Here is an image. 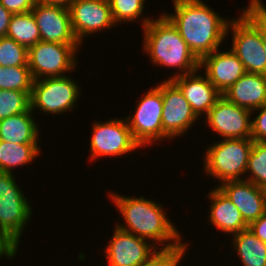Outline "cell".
I'll return each mask as SVG.
<instances>
[{"label": "cell", "instance_id": "e0dca14e", "mask_svg": "<svg viewBox=\"0 0 266 266\" xmlns=\"http://www.w3.org/2000/svg\"><path fill=\"white\" fill-rule=\"evenodd\" d=\"M199 67L205 69L208 80L221 94L246 73L243 63L232 50L213 51L200 60Z\"/></svg>", "mask_w": 266, "mask_h": 266}, {"label": "cell", "instance_id": "f1b7e54d", "mask_svg": "<svg viewBox=\"0 0 266 266\" xmlns=\"http://www.w3.org/2000/svg\"><path fill=\"white\" fill-rule=\"evenodd\" d=\"M115 25L120 22H133L141 17L145 0H108Z\"/></svg>", "mask_w": 266, "mask_h": 266}, {"label": "cell", "instance_id": "8992f818", "mask_svg": "<svg viewBox=\"0 0 266 266\" xmlns=\"http://www.w3.org/2000/svg\"><path fill=\"white\" fill-rule=\"evenodd\" d=\"M13 175L0 172V233L17 249L33 211Z\"/></svg>", "mask_w": 266, "mask_h": 266}, {"label": "cell", "instance_id": "4316f807", "mask_svg": "<svg viewBox=\"0 0 266 266\" xmlns=\"http://www.w3.org/2000/svg\"><path fill=\"white\" fill-rule=\"evenodd\" d=\"M31 91L0 90V120L27 112Z\"/></svg>", "mask_w": 266, "mask_h": 266}, {"label": "cell", "instance_id": "4fadbf2b", "mask_svg": "<svg viewBox=\"0 0 266 266\" xmlns=\"http://www.w3.org/2000/svg\"><path fill=\"white\" fill-rule=\"evenodd\" d=\"M69 11L74 35L80 44L84 37L116 26L108 0H75Z\"/></svg>", "mask_w": 266, "mask_h": 266}, {"label": "cell", "instance_id": "ac0fdd59", "mask_svg": "<svg viewBox=\"0 0 266 266\" xmlns=\"http://www.w3.org/2000/svg\"><path fill=\"white\" fill-rule=\"evenodd\" d=\"M198 71L179 75L170 80L180 89L194 113L207 115L222 94L208 80L207 76L196 75Z\"/></svg>", "mask_w": 266, "mask_h": 266}, {"label": "cell", "instance_id": "1f68e13d", "mask_svg": "<svg viewBox=\"0 0 266 266\" xmlns=\"http://www.w3.org/2000/svg\"><path fill=\"white\" fill-rule=\"evenodd\" d=\"M37 0H0V4L12 14L30 12Z\"/></svg>", "mask_w": 266, "mask_h": 266}, {"label": "cell", "instance_id": "ffe728a7", "mask_svg": "<svg viewBox=\"0 0 266 266\" xmlns=\"http://www.w3.org/2000/svg\"><path fill=\"white\" fill-rule=\"evenodd\" d=\"M210 214L209 223L224 233L234 235L248 229L249 225L244 221L242 214L237 207L218 188L209 193Z\"/></svg>", "mask_w": 266, "mask_h": 266}, {"label": "cell", "instance_id": "83f0119b", "mask_svg": "<svg viewBox=\"0 0 266 266\" xmlns=\"http://www.w3.org/2000/svg\"><path fill=\"white\" fill-rule=\"evenodd\" d=\"M0 66H28V49L14 39L1 37Z\"/></svg>", "mask_w": 266, "mask_h": 266}, {"label": "cell", "instance_id": "7c38bea8", "mask_svg": "<svg viewBox=\"0 0 266 266\" xmlns=\"http://www.w3.org/2000/svg\"><path fill=\"white\" fill-rule=\"evenodd\" d=\"M252 111L221 96L206 115L207 124L224 139L251 138Z\"/></svg>", "mask_w": 266, "mask_h": 266}, {"label": "cell", "instance_id": "2e32d148", "mask_svg": "<svg viewBox=\"0 0 266 266\" xmlns=\"http://www.w3.org/2000/svg\"><path fill=\"white\" fill-rule=\"evenodd\" d=\"M250 225L266 212V190L247 180L226 181L217 186Z\"/></svg>", "mask_w": 266, "mask_h": 266}, {"label": "cell", "instance_id": "836d02e7", "mask_svg": "<svg viewBox=\"0 0 266 266\" xmlns=\"http://www.w3.org/2000/svg\"><path fill=\"white\" fill-rule=\"evenodd\" d=\"M13 14L0 4V38L6 37Z\"/></svg>", "mask_w": 266, "mask_h": 266}, {"label": "cell", "instance_id": "d6a6232c", "mask_svg": "<svg viewBox=\"0 0 266 266\" xmlns=\"http://www.w3.org/2000/svg\"><path fill=\"white\" fill-rule=\"evenodd\" d=\"M248 229L261 241L266 242V212L256 221H253Z\"/></svg>", "mask_w": 266, "mask_h": 266}, {"label": "cell", "instance_id": "52a82bcc", "mask_svg": "<svg viewBox=\"0 0 266 266\" xmlns=\"http://www.w3.org/2000/svg\"><path fill=\"white\" fill-rule=\"evenodd\" d=\"M80 89L76 81L67 75L34 80L30 94V109L32 112L38 108L52 115L63 114L76 105L81 94Z\"/></svg>", "mask_w": 266, "mask_h": 266}, {"label": "cell", "instance_id": "44dd1931", "mask_svg": "<svg viewBox=\"0 0 266 266\" xmlns=\"http://www.w3.org/2000/svg\"><path fill=\"white\" fill-rule=\"evenodd\" d=\"M31 109L0 120V140L14 144H38L39 128Z\"/></svg>", "mask_w": 266, "mask_h": 266}, {"label": "cell", "instance_id": "7a4b0ae2", "mask_svg": "<svg viewBox=\"0 0 266 266\" xmlns=\"http://www.w3.org/2000/svg\"><path fill=\"white\" fill-rule=\"evenodd\" d=\"M110 193L112 202L115 203L125 221V226L118 223L116 225L118 228L142 239H150L155 244L158 241L162 249L188 248V244L181 241V235L176 226L166 218V212L160 204L142 196L136 198Z\"/></svg>", "mask_w": 266, "mask_h": 266}, {"label": "cell", "instance_id": "8fae6325", "mask_svg": "<svg viewBox=\"0 0 266 266\" xmlns=\"http://www.w3.org/2000/svg\"><path fill=\"white\" fill-rule=\"evenodd\" d=\"M157 87L162 92L163 100V138L171 139L181 136L199 117L171 80H164Z\"/></svg>", "mask_w": 266, "mask_h": 266}, {"label": "cell", "instance_id": "484cf974", "mask_svg": "<svg viewBox=\"0 0 266 266\" xmlns=\"http://www.w3.org/2000/svg\"><path fill=\"white\" fill-rule=\"evenodd\" d=\"M247 178L244 180L254 183L256 186L266 190V142L254 141L249 155L246 173ZM251 172V173H250ZM249 176V177H248Z\"/></svg>", "mask_w": 266, "mask_h": 266}, {"label": "cell", "instance_id": "f546056e", "mask_svg": "<svg viewBox=\"0 0 266 266\" xmlns=\"http://www.w3.org/2000/svg\"><path fill=\"white\" fill-rule=\"evenodd\" d=\"M187 248L161 249L139 266H178Z\"/></svg>", "mask_w": 266, "mask_h": 266}, {"label": "cell", "instance_id": "30bf717a", "mask_svg": "<svg viewBox=\"0 0 266 266\" xmlns=\"http://www.w3.org/2000/svg\"><path fill=\"white\" fill-rule=\"evenodd\" d=\"M90 139L93 160L103 156H123L141 146L134 140L126 119H109L93 124Z\"/></svg>", "mask_w": 266, "mask_h": 266}, {"label": "cell", "instance_id": "d590c367", "mask_svg": "<svg viewBox=\"0 0 266 266\" xmlns=\"http://www.w3.org/2000/svg\"><path fill=\"white\" fill-rule=\"evenodd\" d=\"M37 1L47 5L60 6L69 9L71 4L75 0H37Z\"/></svg>", "mask_w": 266, "mask_h": 266}, {"label": "cell", "instance_id": "8d00e7d4", "mask_svg": "<svg viewBox=\"0 0 266 266\" xmlns=\"http://www.w3.org/2000/svg\"><path fill=\"white\" fill-rule=\"evenodd\" d=\"M262 42L266 54V17L262 14Z\"/></svg>", "mask_w": 266, "mask_h": 266}, {"label": "cell", "instance_id": "ba28073f", "mask_svg": "<svg viewBox=\"0 0 266 266\" xmlns=\"http://www.w3.org/2000/svg\"><path fill=\"white\" fill-rule=\"evenodd\" d=\"M81 44L39 41L28 48V66L34 80L62 77L76 68V52Z\"/></svg>", "mask_w": 266, "mask_h": 266}, {"label": "cell", "instance_id": "277c9868", "mask_svg": "<svg viewBox=\"0 0 266 266\" xmlns=\"http://www.w3.org/2000/svg\"><path fill=\"white\" fill-rule=\"evenodd\" d=\"M232 50L246 72L266 75V54L262 42V13L250 2L238 19H232Z\"/></svg>", "mask_w": 266, "mask_h": 266}, {"label": "cell", "instance_id": "9c48e42d", "mask_svg": "<svg viewBox=\"0 0 266 266\" xmlns=\"http://www.w3.org/2000/svg\"><path fill=\"white\" fill-rule=\"evenodd\" d=\"M152 88V89H151ZM150 90L137 102L134 115L125 119L131 130L134 140L142 147L162 140V92L158 87Z\"/></svg>", "mask_w": 266, "mask_h": 266}, {"label": "cell", "instance_id": "e575fe53", "mask_svg": "<svg viewBox=\"0 0 266 266\" xmlns=\"http://www.w3.org/2000/svg\"><path fill=\"white\" fill-rule=\"evenodd\" d=\"M16 253L17 249L0 233V257L6 256L12 259Z\"/></svg>", "mask_w": 266, "mask_h": 266}, {"label": "cell", "instance_id": "d6986e66", "mask_svg": "<svg viewBox=\"0 0 266 266\" xmlns=\"http://www.w3.org/2000/svg\"><path fill=\"white\" fill-rule=\"evenodd\" d=\"M222 96L254 113L266 103V75L246 72Z\"/></svg>", "mask_w": 266, "mask_h": 266}, {"label": "cell", "instance_id": "6da1fadb", "mask_svg": "<svg viewBox=\"0 0 266 266\" xmlns=\"http://www.w3.org/2000/svg\"><path fill=\"white\" fill-rule=\"evenodd\" d=\"M174 14L165 15L200 61L217 50L228 35L230 20L220 17L202 0H174Z\"/></svg>", "mask_w": 266, "mask_h": 266}, {"label": "cell", "instance_id": "cb8c5ba5", "mask_svg": "<svg viewBox=\"0 0 266 266\" xmlns=\"http://www.w3.org/2000/svg\"><path fill=\"white\" fill-rule=\"evenodd\" d=\"M6 37L14 39L27 49L41 41L39 28L33 13L13 14Z\"/></svg>", "mask_w": 266, "mask_h": 266}, {"label": "cell", "instance_id": "603a6c76", "mask_svg": "<svg viewBox=\"0 0 266 266\" xmlns=\"http://www.w3.org/2000/svg\"><path fill=\"white\" fill-rule=\"evenodd\" d=\"M39 147V144H14L0 140V172L13 174V167L33 162L40 154Z\"/></svg>", "mask_w": 266, "mask_h": 266}, {"label": "cell", "instance_id": "7402d4cb", "mask_svg": "<svg viewBox=\"0 0 266 266\" xmlns=\"http://www.w3.org/2000/svg\"><path fill=\"white\" fill-rule=\"evenodd\" d=\"M232 246L244 266H266V242L261 241L249 229L233 235Z\"/></svg>", "mask_w": 266, "mask_h": 266}, {"label": "cell", "instance_id": "5b68a950", "mask_svg": "<svg viewBox=\"0 0 266 266\" xmlns=\"http://www.w3.org/2000/svg\"><path fill=\"white\" fill-rule=\"evenodd\" d=\"M253 140L223 139L212 144L205 151L204 170L207 175L218 179L220 183L226 181L244 180Z\"/></svg>", "mask_w": 266, "mask_h": 266}, {"label": "cell", "instance_id": "5bb4252c", "mask_svg": "<svg viewBox=\"0 0 266 266\" xmlns=\"http://www.w3.org/2000/svg\"><path fill=\"white\" fill-rule=\"evenodd\" d=\"M106 247L108 266H139L159 249L130 232L115 225L113 236Z\"/></svg>", "mask_w": 266, "mask_h": 266}, {"label": "cell", "instance_id": "3957f363", "mask_svg": "<svg viewBox=\"0 0 266 266\" xmlns=\"http://www.w3.org/2000/svg\"><path fill=\"white\" fill-rule=\"evenodd\" d=\"M144 33V51L150 56L154 65L181 69L168 80L179 75L190 74L200 70L199 60L190 51L180 36L176 26L163 13L158 19H142Z\"/></svg>", "mask_w": 266, "mask_h": 266}, {"label": "cell", "instance_id": "9a60e30c", "mask_svg": "<svg viewBox=\"0 0 266 266\" xmlns=\"http://www.w3.org/2000/svg\"><path fill=\"white\" fill-rule=\"evenodd\" d=\"M31 12L39 28L41 41L80 44L72 29L69 9L37 1Z\"/></svg>", "mask_w": 266, "mask_h": 266}, {"label": "cell", "instance_id": "74e56055", "mask_svg": "<svg viewBox=\"0 0 266 266\" xmlns=\"http://www.w3.org/2000/svg\"><path fill=\"white\" fill-rule=\"evenodd\" d=\"M251 3L266 17V6L261 0H250Z\"/></svg>", "mask_w": 266, "mask_h": 266}, {"label": "cell", "instance_id": "d4e9b609", "mask_svg": "<svg viewBox=\"0 0 266 266\" xmlns=\"http://www.w3.org/2000/svg\"><path fill=\"white\" fill-rule=\"evenodd\" d=\"M33 82L29 66H0V90L31 91Z\"/></svg>", "mask_w": 266, "mask_h": 266}, {"label": "cell", "instance_id": "4dcf8cb0", "mask_svg": "<svg viewBox=\"0 0 266 266\" xmlns=\"http://www.w3.org/2000/svg\"><path fill=\"white\" fill-rule=\"evenodd\" d=\"M255 110L259 111V115L251 121V139L266 142V103Z\"/></svg>", "mask_w": 266, "mask_h": 266}]
</instances>
